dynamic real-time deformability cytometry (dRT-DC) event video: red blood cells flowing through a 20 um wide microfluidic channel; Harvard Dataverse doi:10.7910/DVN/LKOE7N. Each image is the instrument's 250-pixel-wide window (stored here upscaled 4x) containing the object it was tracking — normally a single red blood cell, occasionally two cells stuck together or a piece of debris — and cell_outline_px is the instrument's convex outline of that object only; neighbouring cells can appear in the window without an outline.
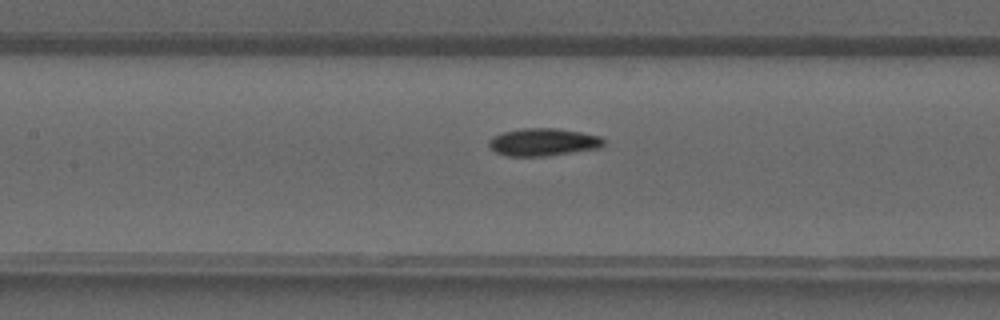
{"species": "common noctule bat (a hibernating species)", "species_latin": "Nyctalus noctula", "temperature_condition": "warm", "stored_images_in_passage": 22, "camera_frame_rate_fps": 3000, "um_per_image_px": 0.085, "animal": {"sex": "male", "forearm_length_mm": 52.5}, "frame": {"image": 1, "passage_image": 6, "time_ms": 1.667, "image_size_px": [1000, 320], "cell_outline_px": [[604, 144], [600, 148], [548, 156], [508, 156], [496, 152], [488, 144], [488, 140], [492, 136], [504, 132], [520, 128], [556, 128], [580, 132], [600, 136], [604, 140]], "centroid_in_image_um": [46.17, 12.08], "position_along_channel_um": 161.2, "area_um2": 18.5}}
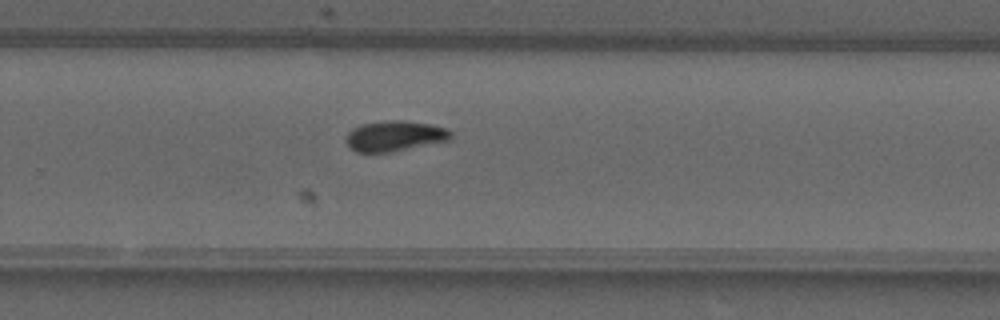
{"frame": {"image": 2, "passage_image": 14, "time_ms": 4.333, "image_size_px": [1000, 320], "cell_outline_px": [[452, 140], [388, 152], [356, 152], [348, 148], [344, 140], [348, 132], [352, 128], [360, 124], [388, 120], [400, 120], [432, 124], [448, 128], [452, 132]], "centroid_in_image_um": [33.54, 11.55], "position_along_channel_um": 296.3, "area_um2": 18.9}}
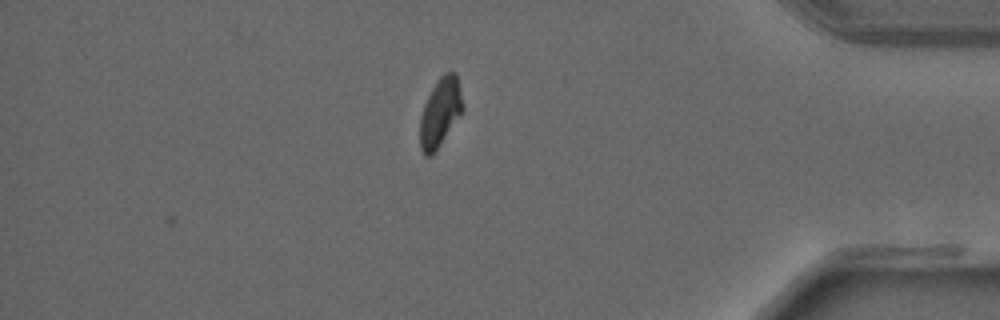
{"frame": {"image": 3, "passage_image": 22, "time_ms": 7.0, "image_size_px": [1000, 320], "cell_outline_px": [[464, 108], [432, 156], [424, 156], [420, 148], [420, 116], [424, 104], [436, 80], [444, 72], [456, 72], [464, 104]], "centroid_in_image_um": [37.41, 9.53], "position_along_channel_um": 397.8, "area_um2": 17.05}}